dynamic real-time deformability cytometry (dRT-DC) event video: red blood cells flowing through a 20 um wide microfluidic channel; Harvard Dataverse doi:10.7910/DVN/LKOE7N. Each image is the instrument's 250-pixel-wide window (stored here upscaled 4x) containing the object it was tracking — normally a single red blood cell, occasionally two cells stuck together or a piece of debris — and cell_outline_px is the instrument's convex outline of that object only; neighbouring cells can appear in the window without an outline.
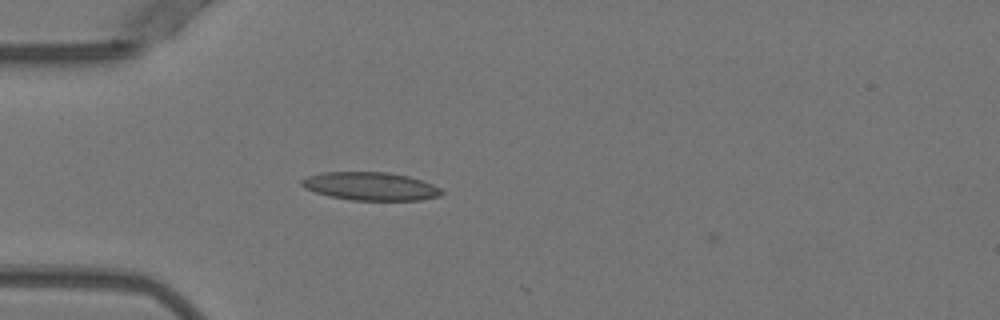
{"species": "Egyptian fruit bat (a non-hibernating species)", "species_latin": "Rousettus aegyptiacus", "temperature_condition": "warm", "stored_images_in_passage": 2, "camera_frame_rate_fps": 3000, "um_per_image_px": 0.085, "animal": {"sex": "female"}, "frame": {"image": 1, "passage_image": 1, "time_ms": 0.0, "image_size_px": [1000, 320], "cell_outline_px": [[444, 192], [440, 196], [420, 200], [352, 200], [328, 196], [304, 188], [300, 184], [300, 180], [308, 176], [320, 172], [388, 172], [408, 176], [432, 184], [440, 188]], "centroid_in_image_um": [31.47, 15.83], "position_along_channel_um": 53.5, "area_um2": 23.0}}